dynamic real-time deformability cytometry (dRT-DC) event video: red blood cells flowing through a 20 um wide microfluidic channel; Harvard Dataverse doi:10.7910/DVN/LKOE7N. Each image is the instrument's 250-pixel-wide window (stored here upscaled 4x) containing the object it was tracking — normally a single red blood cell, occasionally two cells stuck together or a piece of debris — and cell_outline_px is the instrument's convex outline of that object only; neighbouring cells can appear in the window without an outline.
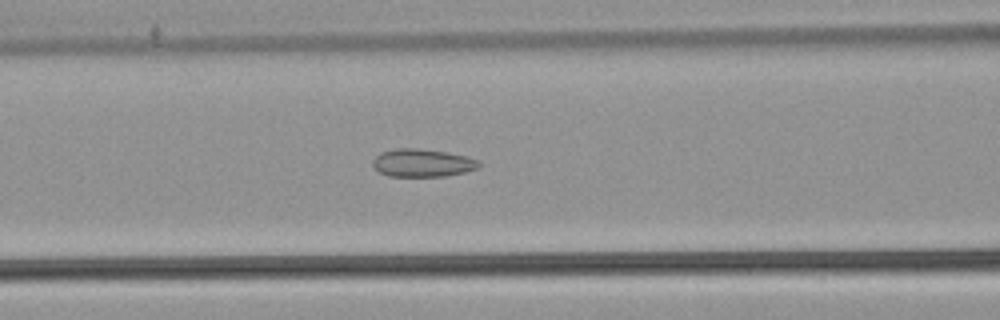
{"species": "common noctule bat (a hibernating species)", "species_latin": "Nyctalus noctula", "temperature_condition": "warm", "stored_images_in_passage": 42, "camera_frame_rate_fps": 3000, "um_per_image_px": 0.085, "animal": {"sex": "male", "body_mass_g": 21.5, "forearm_length_mm": 52.0}, "frame": {"image": 1, "passage_image": 11, "time_ms": 3.333, "image_size_px": [1000, 320], "cell_outline_px": [[480, 164], [476, 168], [464, 172], [448, 176], [388, 176], [380, 172], [372, 164], [372, 160], [380, 152], [396, 148], [416, 148], [448, 152], [480, 160]], "centroid_in_image_um": [35.89, 13.84], "position_along_channel_um": 130.7, "area_um2": 17.22}}
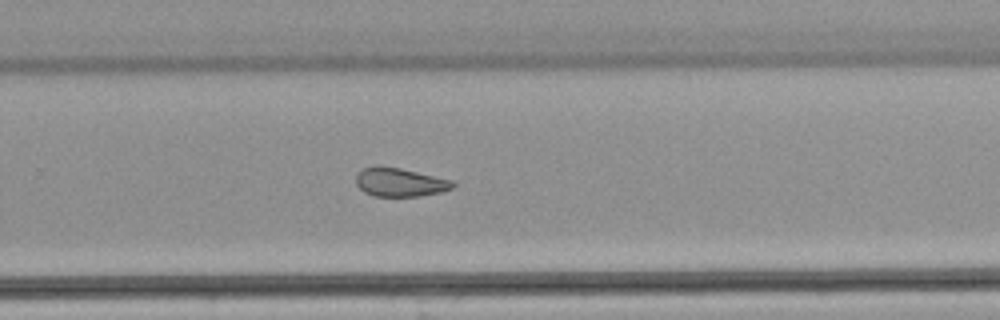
{"frame": {"image": 2, "passage_image": 24, "time_ms": 7.667, "image_size_px": [1000, 320], "cell_outline_px": [[456, 184], [452, 188], [440, 192], [420, 196], [376, 196], [364, 192], [356, 184], [356, 176], [364, 168], [376, 164], [380, 164], [400, 168], [452, 180]], "centroid_in_image_um": [33.97, 15.47], "position_along_channel_um": 295.8, "area_um2": 16.18}}
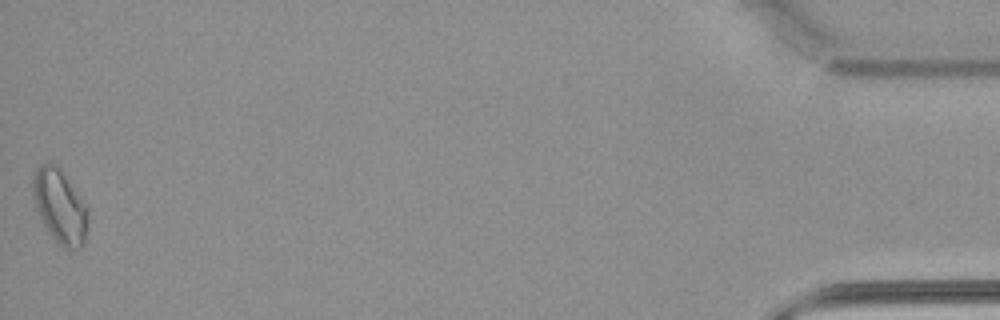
{"frame": {"image": 3, "passage_image": 42, "time_ms": 13.667, "image_size_px": [1000, 320], "cell_outline_px": [[88, 228], [84, 244], [80, 248], [64, 248], [52, 236], [44, 224], [40, 216], [32, 192], [32, 180], [36, 168], [40, 164], [52, 164], [60, 168], [84, 204], [88, 220]], "centroid_in_image_um": [5.08, 17.55], "position_along_channel_um": 430.1, "area_um2": 23.0}, "authors_computed_cell_mechanics": {"area_um2": 17.629, "velocity_mm_per_s": 3.8271, "shape_relaxation_time_tau1_ms": null, "shape_relaxation_time_tau2_ms": 2.2964, "deformation_change_tau1": null, "deformation_change_tau2": 0.0822}}